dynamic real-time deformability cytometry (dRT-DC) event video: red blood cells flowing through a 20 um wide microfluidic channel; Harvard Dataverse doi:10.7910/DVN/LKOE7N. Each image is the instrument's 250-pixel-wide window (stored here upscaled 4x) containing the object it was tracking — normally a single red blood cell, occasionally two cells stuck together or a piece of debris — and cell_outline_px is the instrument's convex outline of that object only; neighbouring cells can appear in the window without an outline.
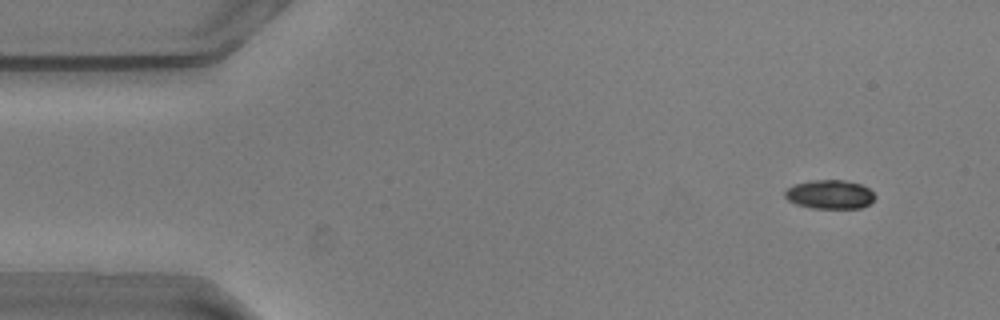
{"species": "common noctule bat (a hibernating species)", "species_latin": "Nyctalus noctula", "temperature_condition": "warm", "stored_images_in_passage": 56, "camera_frame_rate_fps": 3000, "um_per_image_px": 0.085, "animal": {"sex": "male", "body_mass_g": 20.5, "forearm_length_mm": 52.5}, "frame": {"image": 1, "passage_image": 5, "time_ms": 1.333, "image_size_px": [1000, 320], "cell_outline_px": [[876, 196], [868, 204], [860, 208], [812, 208], [796, 204], [788, 200], [784, 196], [784, 192], [792, 184], [812, 180], [844, 180], [860, 184], [868, 188]], "centroid_in_image_um": [70.5, 16.52], "position_along_channel_um": 14.5, "area_um2": 15.14}}
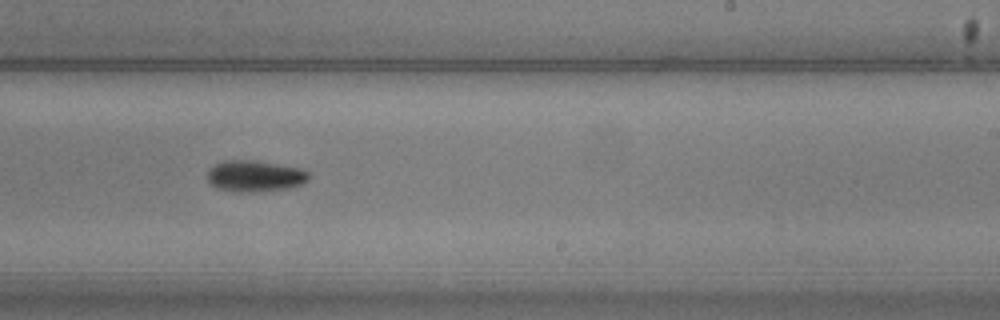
{"frame": {"image": 2, "passage_image": 34, "time_ms": 11.0, "image_size_px": [1000, 320], "cell_outline_px": [[308, 180], [304, 184], [288, 188], [248, 192], [240, 192], [216, 188], [208, 180], [208, 172], [216, 164], [224, 160], [252, 160], [300, 168], [308, 172]], "centroid_in_image_um": [21.68, 14.96], "position_along_channel_um": 267.3, "area_um2": 18.21}}
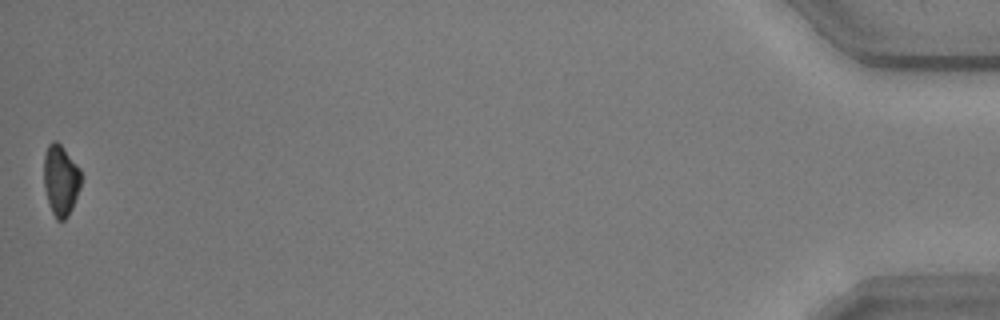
{"frame": {"image": 3, "passage_image": 56, "time_ms": 18.333, "image_size_px": [1000, 320], "cell_outline_px": [[80, 188], [72, 208], [68, 216], [64, 220], [56, 220], [52, 212], [44, 188], [44, 156], [48, 144], [52, 140], [56, 140], [60, 144], [80, 168]], "centroid_in_image_um": [5.15, 15.31], "position_along_channel_um": 430.0, "area_um2": 15.26}, "authors_computed_cell_mechanics": {"area_um2": 16.8487, "velocity_mm_per_s": 3.6154, "shape_relaxation_time_tau1_ms": 3.8496, "shape_relaxation_time_tau2_ms": null, "deformation_change_tau1": 0.142, "deformation_change_tau2": null}}